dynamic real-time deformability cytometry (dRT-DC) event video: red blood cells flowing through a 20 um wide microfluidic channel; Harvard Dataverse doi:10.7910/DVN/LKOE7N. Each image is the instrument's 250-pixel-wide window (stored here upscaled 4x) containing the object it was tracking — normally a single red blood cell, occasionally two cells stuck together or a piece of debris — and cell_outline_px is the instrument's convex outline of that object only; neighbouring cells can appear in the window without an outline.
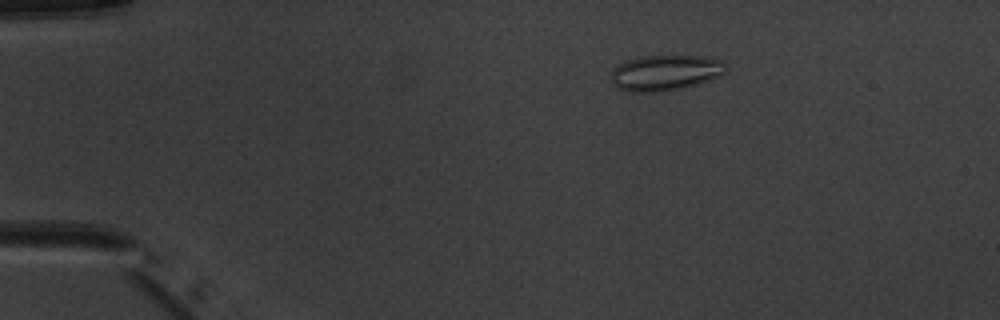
{"species": "common noctule bat (a hibernating species)", "species_latin": "Nyctalus noctula", "temperature_condition": "warm", "stored_images_in_passage": 4, "camera_frame_rate_fps": 3000, "um_per_image_px": 0.085, "animal": {"sex": "male", "body_mass_g": 20.1, "forearm_length_mm": 53.5}, "frame": {"image": 1, "passage_image": 1, "time_ms": 0.0, "image_size_px": [1000, 320], "cell_outline_px": [[728, 68], [720, 76], [696, 84], [660, 92], [628, 92], [616, 88], [612, 84], [612, 72], [620, 64], [628, 60], [640, 56], [704, 56], [720, 60]], "centroid_in_image_um": [56.53, 6.19], "position_along_channel_um": 28.5, "area_um2": 23.64}}
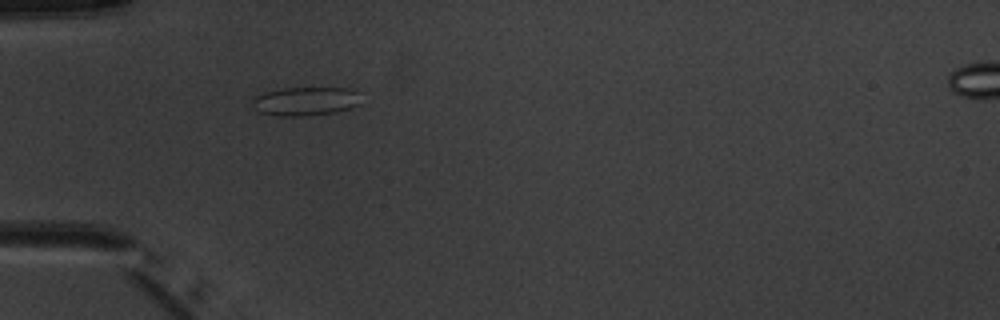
{"frame": {"image": 2, "passage_image": 3, "time_ms": 2.333, "image_size_px": [1000, 320], "cell_outline_px": [[360, 104], [336, 112], [300, 116], [276, 116], [260, 112], [252, 108], [252, 96], [264, 92], [284, 88], [348, 88], [356, 92]], "centroid_in_image_um": [25.88, 8.61], "position_along_channel_um": 59.1, "area_um2": 18.15}}